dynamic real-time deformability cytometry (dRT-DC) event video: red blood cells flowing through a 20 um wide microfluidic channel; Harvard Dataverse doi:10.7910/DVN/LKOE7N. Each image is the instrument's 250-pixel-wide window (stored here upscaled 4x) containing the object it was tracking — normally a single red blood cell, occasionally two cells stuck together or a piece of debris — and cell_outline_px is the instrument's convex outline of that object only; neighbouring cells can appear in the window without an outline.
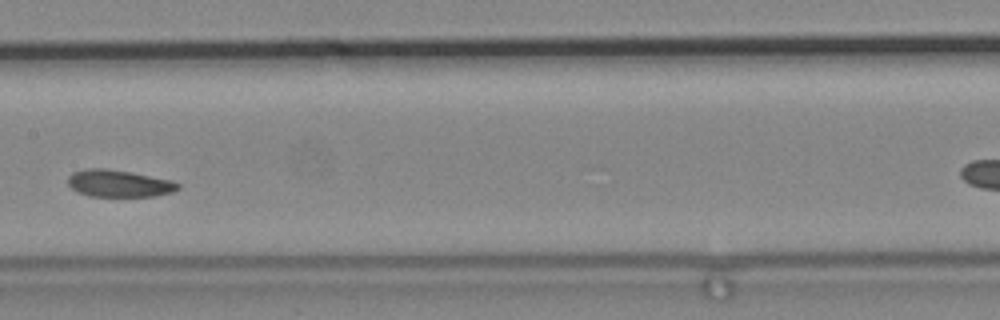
{"species": "common noctule bat (a hibernating species)", "species_latin": "Nyctalus noctula", "temperature_condition": "cold", "stored_images_in_passage": 10, "segment_of_instrument_passage": [1, 2], "camera_frame_rate_fps": 3000, "um_per_image_px": 0.085, "animal": {"sex": "male", "body_mass_g": 19.2, "forearm_length_mm": 51.8}, "frame": {"image": 1, "passage_image": 7, "time_ms": 2.0, "image_size_px": [1000, 320], "cell_outline_px": [[180, 188], [172, 192], [152, 196], [88, 196], [76, 192], [68, 184], [68, 176], [72, 172], [84, 168], [104, 168], [132, 172], [172, 180], [180, 184]], "centroid_in_image_um": [10.08, 15.58], "position_along_channel_um": 197.3, "area_um2": 17.51}}
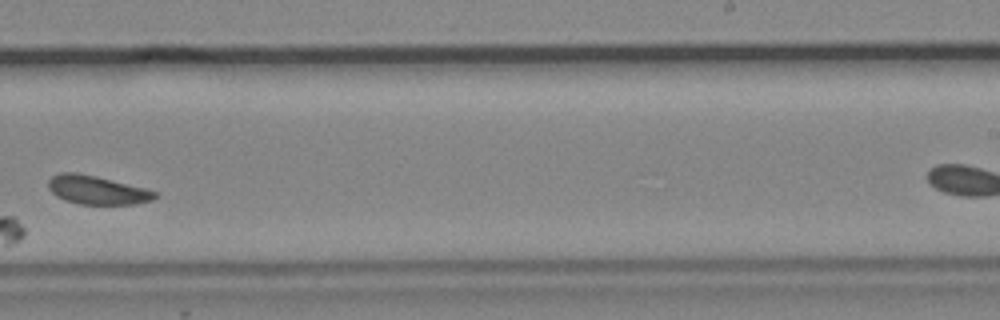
{"frame": {"image": 2, "passage_image": 9, "time_ms": 2.667, "image_size_px": [1000, 320], "cell_outline_px": [[156, 196], [152, 200], [136, 204], [76, 204], [64, 200], [56, 196], [48, 188], [48, 180], [52, 176], [60, 172], [76, 172], [96, 176], [144, 188], [156, 192]], "centroid_in_image_um": [8.19, 16.15], "position_along_channel_um": 280.8, "area_um2": 17.74}}